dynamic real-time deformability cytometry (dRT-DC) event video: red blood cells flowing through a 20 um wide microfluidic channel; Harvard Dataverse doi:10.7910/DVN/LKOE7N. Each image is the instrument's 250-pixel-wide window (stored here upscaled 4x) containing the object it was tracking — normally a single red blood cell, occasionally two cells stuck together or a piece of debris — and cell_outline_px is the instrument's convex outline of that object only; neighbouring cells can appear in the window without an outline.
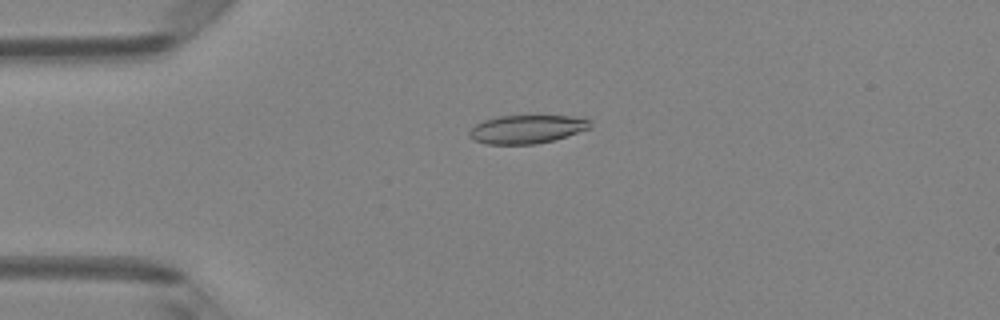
{"species": "Egyptian fruit bat (a non-hibernating species)", "species_latin": "Rousettus aegyptiacus", "temperature_condition": "room temperature", "stored_images_in_passage": 48, "camera_frame_rate_fps": 3000, "um_per_image_px": 0.085, "animal": {"sex": "female"}, "frame": {"image": 1, "passage_image": 11, "time_ms": 3.333, "image_size_px": [1000, 320], "cell_outline_px": [[588, 128], [552, 140], [536, 144], [488, 144], [476, 140], [468, 136], [468, 132], [476, 124], [484, 120], [496, 116], [572, 116], [588, 120]], "centroid_in_image_um": [44.68, 10.98], "position_along_channel_um": 40.3, "area_um2": 19.48}}
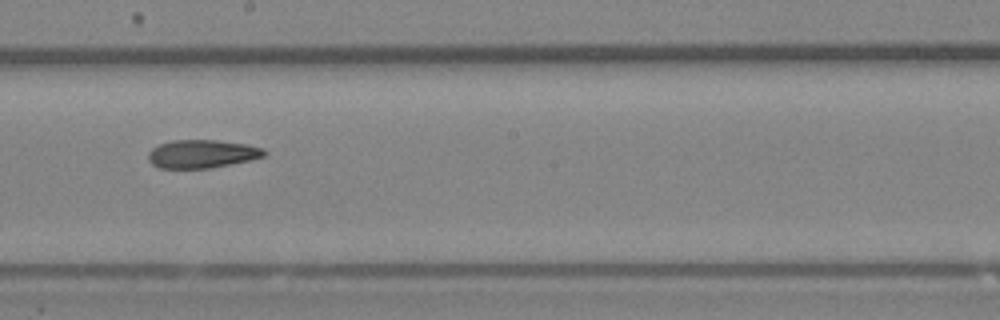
{"frame": {"image": 2, "passage_image": 27, "time_ms": 8.667, "image_size_px": [1000, 320], "cell_outline_px": [[268, 152], [264, 156], [248, 160], [208, 168], [160, 168], [152, 164], [148, 160], [148, 152], [152, 148], [160, 144], [172, 140], [216, 140], [248, 144], [264, 148]], "centroid_in_image_um": [17.16, 13.07], "position_along_channel_um": 231.0, "area_um2": 19.02}}
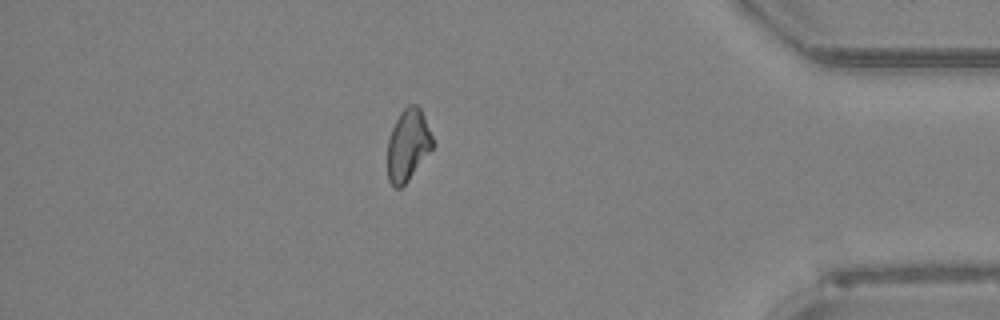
{"frame": {"image": 3, "passage_image": 42, "time_ms": 13.667, "image_size_px": [1000, 320], "cell_outline_px": [[432, 148], [408, 180], [400, 188], [396, 188], [388, 180], [388, 140], [392, 128], [400, 112], [408, 104], [416, 104], [420, 108], [424, 116], [432, 136]], "centroid_in_image_um": [34.66, 12.3], "position_along_channel_um": 400.5, "area_um2": 18.5}, "authors_computed_cell_mechanics": {"area_um2": 19.5942, "velocity_mm_per_s": 4.1171, "shape_relaxation_time_tau1_ms": null, "shape_relaxation_time_tau2_ms": 6.0341, "deformation_change_tau1": null, "deformation_change_tau2": 0.1359}}